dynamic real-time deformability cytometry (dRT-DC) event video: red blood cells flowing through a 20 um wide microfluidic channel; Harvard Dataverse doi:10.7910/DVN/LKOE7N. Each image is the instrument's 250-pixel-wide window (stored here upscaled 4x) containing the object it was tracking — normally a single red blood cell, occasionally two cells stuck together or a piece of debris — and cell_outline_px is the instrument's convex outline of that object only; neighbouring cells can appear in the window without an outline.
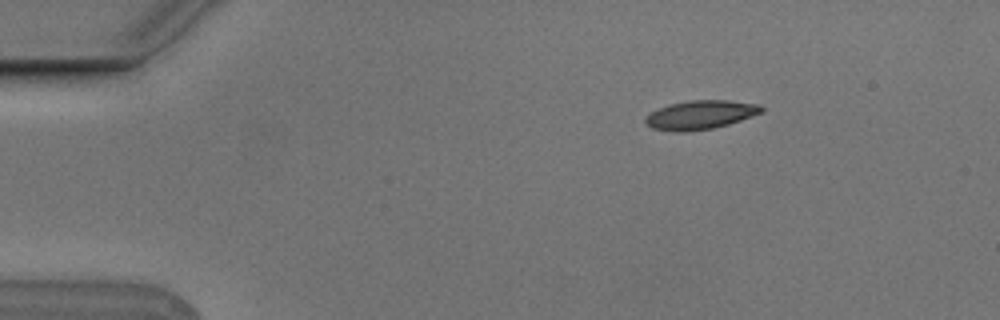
{"species": "Egyptian fruit bat (a non-hibernating species)", "species_latin": "Rousettus aegyptiacus", "temperature_condition": "cold", "stored_images_in_passage": 4, "camera_frame_rate_fps": 3000, "um_per_image_px": 0.085, "animal": {"sex": "male"}, "frame": {"image": 1, "passage_image": 1, "time_ms": 0.0, "image_size_px": [1000, 320], "cell_outline_px": [[764, 112], [728, 124], [712, 128], [684, 132], [676, 132], [652, 128], [644, 120], [652, 112], [668, 104], [692, 100], [728, 100], [760, 104], [764, 108]], "centroid_in_image_um": [59.58, 9.75], "position_along_channel_um": 25.4, "area_um2": 19.36}}